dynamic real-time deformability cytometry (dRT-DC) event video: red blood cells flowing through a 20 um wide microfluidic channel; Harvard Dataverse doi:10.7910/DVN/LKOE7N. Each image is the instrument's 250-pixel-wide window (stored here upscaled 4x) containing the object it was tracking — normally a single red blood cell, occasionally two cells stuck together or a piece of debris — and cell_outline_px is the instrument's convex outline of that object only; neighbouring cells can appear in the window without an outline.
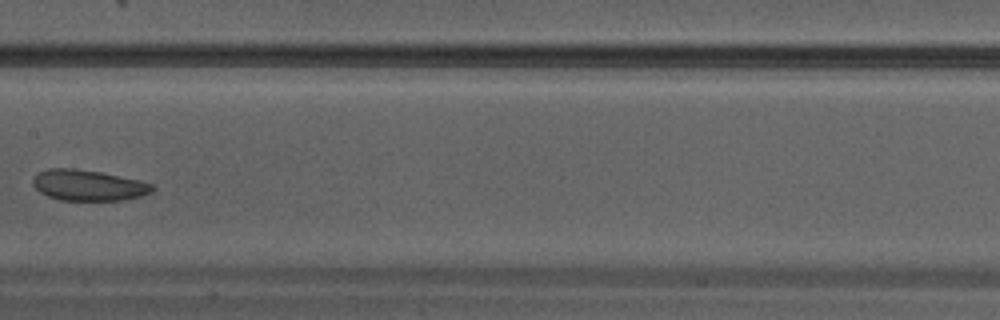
{"species": "Egyptian fruit bat (a non-hibernating species)", "species_latin": "Rousettus aegyptiacus", "temperature_condition": "warm", "stored_images_in_passage": 33, "camera_frame_rate_fps": 3000, "um_per_image_px": 0.085, "animal": {"sex": "male"}, "frame": {"image": 1, "passage_image": 15, "time_ms": 4.667, "image_size_px": [1000, 320], "cell_outline_px": [[156, 188], [152, 192], [140, 196], [124, 200], [60, 200], [48, 196], [40, 192], [32, 184], [32, 180], [40, 172], [48, 168], [76, 168], [100, 172], [140, 180], [152, 184]], "centroid_in_image_um": [7.52, 15.75], "position_along_channel_um": 199.9, "area_um2": 21.44}}